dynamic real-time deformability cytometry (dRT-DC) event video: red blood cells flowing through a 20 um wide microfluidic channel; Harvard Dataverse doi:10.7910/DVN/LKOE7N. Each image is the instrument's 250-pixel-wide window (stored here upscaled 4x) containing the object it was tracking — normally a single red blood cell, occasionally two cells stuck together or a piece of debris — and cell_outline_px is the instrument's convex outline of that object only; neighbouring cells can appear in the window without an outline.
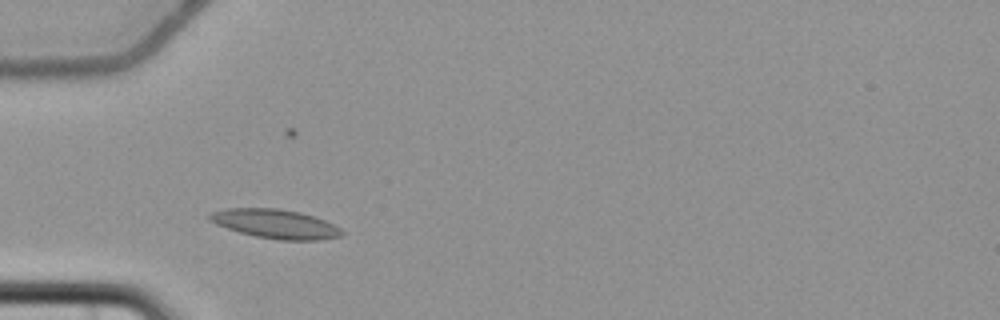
{"species": "common noctule bat (a hibernating species)", "species_latin": "Nyctalus noctula", "temperature_condition": "cold", "stored_images_in_passage": 4, "camera_frame_rate_fps": 3000, "um_per_image_px": 0.085, "animal": {"sex": "female", "body_mass_g": 22.7, "forearm_length_mm": 54.2}, "frame": {"image": 1, "passage_image": 3, "time_ms": 2.333, "image_size_px": [1000, 320], "cell_outline_px": [[344, 236], [320, 240], [280, 240], [256, 236], [240, 232], [216, 224], [208, 220], [208, 212], [224, 208], [280, 208], [300, 212], [324, 220], [340, 228], [344, 232]], "centroid_in_image_um": [23.39, 19.02], "position_along_channel_um": 61.6, "area_um2": 22.54}}